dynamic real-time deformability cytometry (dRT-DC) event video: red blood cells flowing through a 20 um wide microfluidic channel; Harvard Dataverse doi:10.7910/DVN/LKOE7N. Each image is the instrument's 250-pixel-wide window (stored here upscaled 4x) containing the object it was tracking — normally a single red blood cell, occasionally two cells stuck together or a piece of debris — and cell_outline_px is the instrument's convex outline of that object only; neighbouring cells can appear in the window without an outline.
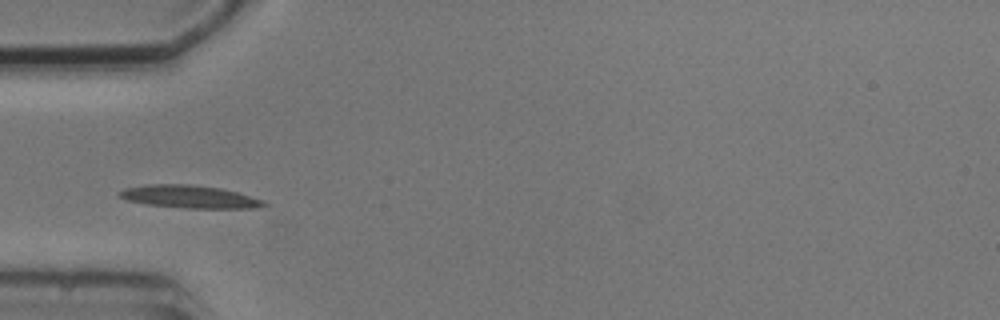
{"species": "common noctule bat (a hibernating species)", "species_latin": "Nyctalus noctula", "temperature_condition": "cold", "stored_images_in_passage": 4, "camera_frame_rate_fps": 3000, "um_per_image_px": 0.085, "animal": {"sex": "male", "body_mass_g": 20.5, "forearm_length_mm": 52.5}, "frame": {"image": 1, "passage_image": 3, "time_ms": 2.667, "image_size_px": [1000, 320], "cell_outline_px": [[268, 204], [256, 208], [184, 208], [144, 204], [128, 200], [120, 196], [116, 192], [124, 188], [148, 184], [192, 184], [220, 188], [236, 192], [264, 200]], "centroid_in_image_um": [16.08, 16.72], "position_along_channel_um": 68.9, "area_um2": 19.19}}